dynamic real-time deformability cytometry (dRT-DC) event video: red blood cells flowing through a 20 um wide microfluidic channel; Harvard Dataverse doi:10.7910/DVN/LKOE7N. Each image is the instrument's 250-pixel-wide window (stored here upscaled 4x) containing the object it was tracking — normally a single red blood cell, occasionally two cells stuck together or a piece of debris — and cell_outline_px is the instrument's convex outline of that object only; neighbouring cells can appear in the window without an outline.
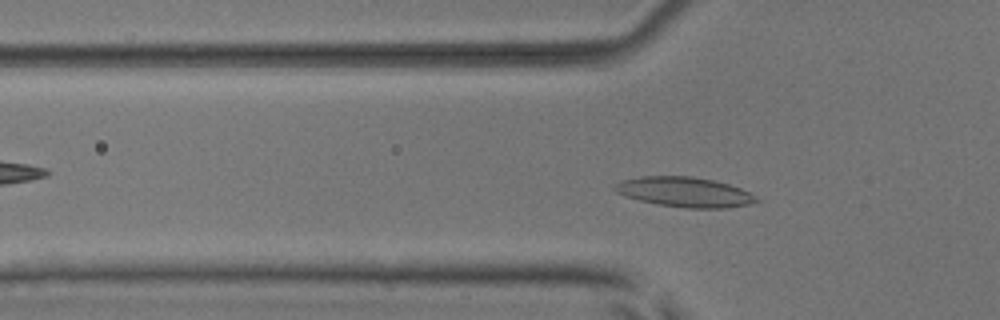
{"species": "common noctule bat (a hibernating species)", "species_latin": "Nyctalus noctula", "temperature_condition": "room temperature", "stored_images_in_passage": 49, "camera_frame_rate_fps": 3000, "um_per_image_px": 0.085, "animal": {"sex": "male", "body_mass_g": 17.9, "forearm_length_mm": 54.2}, "frame": {"image": 1, "passage_image": 13, "time_ms": 4.0, "image_size_px": [1000, 320], "cell_outline_px": [[760, 200], [752, 204], [724, 208], [688, 208], [656, 204], [624, 196], [616, 192], [612, 188], [616, 184], [624, 180], [640, 176], [692, 176], [712, 180], [728, 184], [740, 188], [756, 196]], "centroid_in_image_um": [58.19, 16.33], "position_along_channel_um": 67.6, "area_um2": 24.62}}
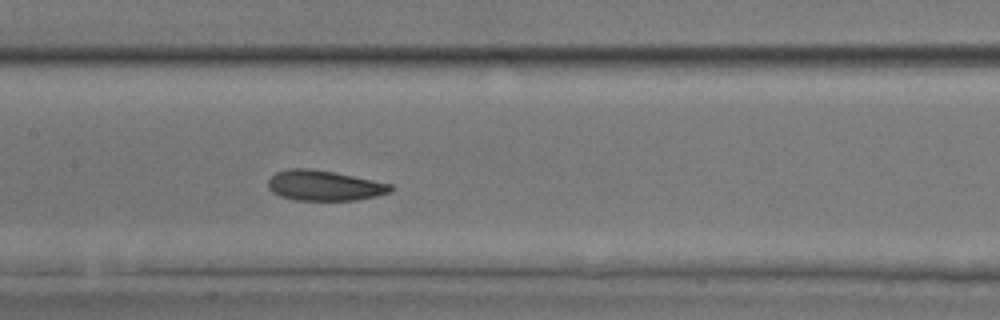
{"frame": {"image": 2, "passage_image": 22, "time_ms": 7.0, "image_size_px": [1000, 320], "cell_outline_px": [[396, 188], [388, 192], [376, 196], [356, 200], [296, 200], [280, 196], [272, 192], [268, 188], [268, 180], [276, 172], [288, 168], [308, 168], [332, 172], [392, 184]], "centroid_in_image_um": [27.54, 15.77], "position_along_channel_um": 179.9, "area_um2": 21.5}}
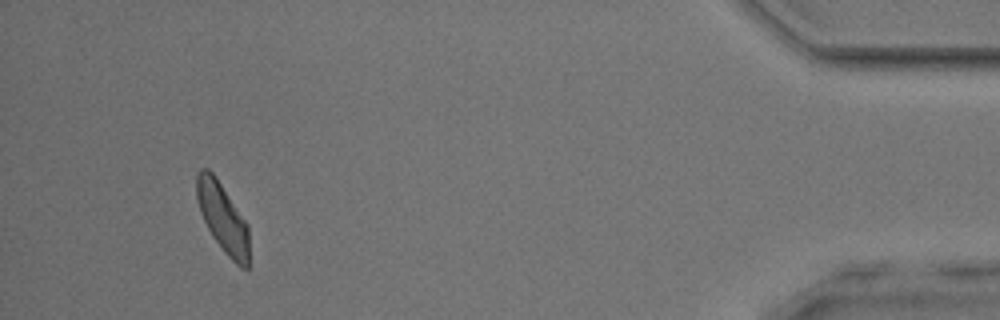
{"frame": {"image": 3, "passage_image": 46, "time_ms": 15.0, "image_size_px": [1000, 320], "cell_outline_px": [[248, 272], [240, 268], [224, 252], [212, 236], [200, 212], [196, 196], [196, 172], [200, 168], [208, 168], [216, 176], [248, 224]], "centroid_in_image_um": [18.92, 18.5], "position_along_channel_um": 416.3, "area_um2": 21.33}, "authors_computed_cell_mechanics": {"area_um2": 21.675, "velocity_mm_per_s": 3.7798, "shape_relaxation_time_tau1_ms": 4.7221, "shape_relaxation_time_tau2_ms": 3.2229, "deformation_change_tau1": 0.119, "deformation_change_tau2": 0.0975}}